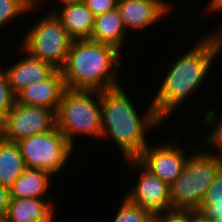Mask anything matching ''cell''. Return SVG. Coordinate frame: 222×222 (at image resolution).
<instances>
[{"label":"cell","instance_id":"7a4b0ae2","mask_svg":"<svg viewBox=\"0 0 222 222\" xmlns=\"http://www.w3.org/2000/svg\"><path fill=\"white\" fill-rule=\"evenodd\" d=\"M122 86L101 92V139L114 141L125 160L137 159L148 146L146 131H153L163 120L152 103L141 116ZM147 140V141H146Z\"/></svg>","mask_w":222,"mask_h":222},{"label":"cell","instance_id":"2e32d148","mask_svg":"<svg viewBox=\"0 0 222 222\" xmlns=\"http://www.w3.org/2000/svg\"><path fill=\"white\" fill-rule=\"evenodd\" d=\"M51 176L54 177L45 170L26 167L9 188L10 197L49 199Z\"/></svg>","mask_w":222,"mask_h":222},{"label":"cell","instance_id":"603a6c76","mask_svg":"<svg viewBox=\"0 0 222 222\" xmlns=\"http://www.w3.org/2000/svg\"><path fill=\"white\" fill-rule=\"evenodd\" d=\"M15 103V96L11 92L7 73L0 67V124Z\"/></svg>","mask_w":222,"mask_h":222},{"label":"cell","instance_id":"d4e9b609","mask_svg":"<svg viewBox=\"0 0 222 222\" xmlns=\"http://www.w3.org/2000/svg\"><path fill=\"white\" fill-rule=\"evenodd\" d=\"M83 2L97 16L116 9L118 0H83Z\"/></svg>","mask_w":222,"mask_h":222},{"label":"cell","instance_id":"4fadbf2b","mask_svg":"<svg viewBox=\"0 0 222 222\" xmlns=\"http://www.w3.org/2000/svg\"><path fill=\"white\" fill-rule=\"evenodd\" d=\"M19 50L24 52V57L5 69L14 96L29 84L46 80L56 70L51 64L30 56L21 47Z\"/></svg>","mask_w":222,"mask_h":222},{"label":"cell","instance_id":"4316f807","mask_svg":"<svg viewBox=\"0 0 222 222\" xmlns=\"http://www.w3.org/2000/svg\"><path fill=\"white\" fill-rule=\"evenodd\" d=\"M207 7L206 11H209L210 14L220 13L222 12V0H210Z\"/></svg>","mask_w":222,"mask_h":222},{"label":"cell","instance_id":"e0dca14e","mask_svg":"<svg viewBox=\"0 0 222 222\" xmlns=\"http://www.w3.org/2000/svg\"><path fill=\"white\" fill-rule=\"evenodd\" d=\"M128 32L124 28L120 14L116 9L95 16L90 40L116 47L121 51Z\"/></svg>","mask_w":222,"mask_h":222},{"label":"cell","instance_id":"d6986e66","mask_svg":"<svg viewBox=\"0 0 222 222\" xmlns=\"http://www.w3.org/2000/svg\"><path fill=\"white\" fill-rule=\"evenodd\" d=\"M198 211L211 221L222 218V163Z\"/></svg>","mask_w":222,"mask_h":222},{"label":"cell","instance_id":"f1b7e54d","mask_svg":"<svg viewBox=\"0 0 222 222\" xmlns=\"http://www.w3.org/2000/svg\"><path fill=\"white\" fill-rule=\"evenodd\" d=\"M43 2H40V3H44V1L46 0H42ZM58 3L60 2V5L61 6H64V5H68V4H74V3H77V2H81L83 0H57Z\"/></svg>","mask_w":222,"mask_h":222},{"label":"cell","instance_id":"83f0119b","mask_svg":"<svg viewBox=\"0 0 222 222\" xmlns=\"http://www.w3.org/2000/svg\"><path fill=\"white\" fill-rule=\"evenodd\" d=\"M191 222H212V221L199 211H191Z\"/></svg>","mask_w":222,"mask_h":222},{"label":"cell","instance_id":"f546056e","mask_svg":"<svg viewBox=\"0 0 222 222\" xmlns=\"http://www.w3.org/2000/svg\"><path fill=\"white\" fill-rule=\"evenodd\" d=\"M31 7L38 8L37 6L42 2V0H25Z\"/></svg>","mask_w":222,"mask_h":222},{"label":"cell","instance_id":"8fae6325","mask_svg":"<svg viewBox=\"0 0 222 222\" xmlns=\"http://www.w3.org/2000/svg\"><path fill=\"white\" fill-rule=\"evenodd\" d=\"M170 9H172L170 3L163 0H118L117 2V10L128 33L155 25L168 15Z\"/></svg>","mask_w":222,"mask_h":222},{"label":"cell","instance_id":"3957f363","mask_svg":"<svg viewBox=\"0 0 222 222\" xmlns=\"http://www.w3.org/2000/svg\"><path fill=\"white\" fill-rule=\"evenodd\" d=\"M121 53L111 45L73 40L60 69L66 89L102 92L120 87Z\"/></svg>","mask_w":222,"mask_h":222},{"label":"cell","instance_id":"ac0fdd59","mask_svg":"<svg viewBox=\"0 0 222 222\" xmlns=\"http://www.w3.org/2000/svg\"><path fill=\"white\" fill-rule=\"evenodd\" d=\"M26 169L18 143L0 136V185L10 188Z\"/></svg>","mask_w":222,"mask_h":222},{"label":"cell","instance_id":"ffe728a7","mask_svg":"<svg viewBox=\"0 0 222 222\" xmlns=\"http://www.w3.org/2000/svg\"><path fill=\"white\" fill-rule=\"evenodd\" d=\"M215 110L212 108H209L207 111L204 112V119L202 120L203 124L205 125L204 127L209 128L212 127L215 128L210 132L207 137L205 138L206 140H203L204 142V147L206 150H209V148L213 147L216 148L217 152L216 154L222 159V117L220 120L216 118ZM217 124V125H216Z\"/></svg>","mask_w":222,"mask_h":222},{"label":"cell","instance_id":"1f68e13d","mask_svg":"<svg viewBox=\"0 0 222 222\" xmlns=\"http://www.w3.org/2000/svg\"><path fill=\"white\" fill-rule=\"evenodd\" d=\"M0 222H6L5 218H0Z\"/></svg>","mask_w":222,"mask_h":222},{"label":"cell","instance_id":"277c9868","mask_svg":"<svg viewBox=\"0 0 222 222\" xmlns=\"http://www.w3.org/2000/svg\"><path fill=\"white\" fill-rule=\"evenodd\" d=\"M203 149V150H202ZM196 149L190 154L180 176L170 185L171 208L198 211L219 171L222 159L214 152ZM215 153V154H214Z\"/></svg>","mask_w":222,"mask_h":222},{"label":"cell","instance_id":"484cf974","mask_svg":"<svg viewBox=\"0 0 222 222\" xmlns=\"http://www.w3.org/2000/svg\"><path fill=\"white\" fill-rule=\"evenodd\" d=\"M10 201L9 189L0 185V218H5Z\"/></svg>","mask_w":222,"mask_h":222},{"label":"cell","instance_id":"52a82bcc","mask_svg":"<svg viewBox=\"0 0 222 222\" xmlns=\"http://www.w3.org/2000/svg\"><path fill=\"white\" fill-rule=\"evenodd\" d=\"M18 145L26 167L45 170L53 176L59 175L75 150L57 127L26 137Z\"/></svg>","mask_w":222,"mask_h":222},{"label":"cell","instance_id":"6da1fadb","mask_svg":"<svg viewBox=\"0 0 222 222\" xmlns=\"http://www.w3.org/2000/svg\"><path fill=\"white\" fill-rule=\"evenodd\" d=\"M198 40L171 63L164 80L151 102L156 114L165 122L178 106L195 93L208 75L213 62L222 52V28ZM172 113V114H171Z\"/></svg>","mask_w":222,"mask_h":222},{"label":"cell","instance_id":"7c38bea8","mask_svg":"<svg viewBox=\"0 0 222 222\" xmlns=\"http://www.w3.org/2000/svg\"><path fill=\"white\" fill-rule=\"evenodd\" d=\"M66 90L61 70L56 69L46 80L29 84L15 96L16 103L46 107L57 112Z\"/></svg>","mask_w":222,"mask_h":222},{"label":"cell","instance_id":"30bf717a","mask_svg":"<svg viewBox=\"0 0 222 222\" xmlns=\"http://www.w3.org/2000/svg\"><path fill=\"white\" fill-rule=\"evenodd\" d=\"M126 163L131 169H140L141 174L125 198L153 215L171 210L170 186L152 174L137 159H127Z\"/></svg>","mask_w":222,"mask_h":222},{"label":"cell","instance_id":"9c48e42d","mask_svg":"<svg viewBox=\"0 0 222 222\" xmlns=\"http://www.w3.org/2000/svg\"><path fill=\"white\" fill-rule=\"evenodd\" d=\"M178 142L173 138V141L164 144H148L137 158L146 169L169 186L180 176L189 157L185 143L180 145Z\"/></svg>","mask_w":222,"mask_h":222},{"label":"cell","instance_id":"cb8c5ba5","mask_svg":"<svg viewBox=\"0 0 222 222\" xmlns=\"http://www.w3.org/2000/svg\"><path fill=\"white\" fill-rule=\"evenodd\" d=\"M153 222H191V210L171 209L154 214Z\"/></svg>","mask_w":222,"mask_h":222},{"label":"cell","instance_id":"4dcf8cb0","mask_svg":"<svg viewBox=\"0 0 222 222\" xmlns=\"http://www.w3.org/2000/svg\"><path fill=\"white\" fill-rule=\"evenodd\" d=\"M212 222H222V218L216 219V220H212Z\"/></svg>","mask_w":222,"mask_h":222},{"label":"cell","instance_id":"5b68a950","mask_svg":"<svg viewBox=\"0 0 222 222\" xmlns=\"http://www.w3.org/2000/svg\"><path fill=\"white\" fill-rule=\"evenodd\" d=\"M56 118L57 128L74 148V137L78 134L100 139L101 92L66 89Z\"/></svg>","mask_w":222,"mask_h":222},{"label":"cell","instance_id":"44dd1931","mask_svg":"<svg viewBox=\"0 0 222 222\" xmlns=\"http://www.w3.org/2000/svg\"><path fill=\"white\" fill-rule=\"evenodd\" d=\"M113 222H153V214L132 204L125 197Z\"/></svg>","mask_w":222,"mask_h":222},{"label":"cell","instance_id":"ba28073f","mask_svg":"<svg viewBox=\"0 0 222 222\" xmlns=\"http://www.w3.org/2000/svg\"><path fill=\"white\" fill-rule=\"evenodd\" d=\"M56 127L55 110L15 102L0 124V136L18 143L26 137L47 133Z\"/></svg>","mask_w":222,"mask_h":222},{"label":"cell","instance_id":"5bb4252c","mask_svg":"<svg viewBox=\"0 0 222 222\" xmlns=\"http://www.w3.org/2000/svg\"><path fill=\"white\" fill-rule=\"evenodd\" d=\"M57 9L52 7L49 13H53L62 23L72 40H90L95 15L83 1L64 5Z\"/></svg>","mask_w":222,"mask_h":222},{"label":"cell","instance_id":"7402d4cb","mask_svg":"<svg viewBox=\"0 0 222 222\" xmlns=\"http://www.w3.org/2000/svg\"><path fill=\"white\" fill-rule=\"evenodd\" d=\"M34 9L36 8L31 7L25 0H0V27L3 28L8 21L33 12Z\"/></svg>","mask_w":222,"mask_h":222},{"label":"cell","instance_id":"9a60e30c","mask_svg":"<svg viewBox=\"0 0 222 222\" xmlns=\"http://www.w3.org/2000/svg\"><path fill=\"white\" fill-rule=\"evenodd\" d=\"M53 202L47 199L10 197L6 222H53Z\"/></svg>","mask_w":222,"mask_h":222},{"label":"cell","instance_id":"8992f818","mask_svg":"<svg viewBox=\"0 0 222 222\" xmlns=\"http://www.w3.org/2000/svg\"><path fill=\"white\" fill-rule=\"evenodd\" d=\"M33 24L23 36L20 47L30 56L60 70L73 40L53 13H47Z\"/></svg>","mask_w":222,"mask_h":222}]
</instances>
